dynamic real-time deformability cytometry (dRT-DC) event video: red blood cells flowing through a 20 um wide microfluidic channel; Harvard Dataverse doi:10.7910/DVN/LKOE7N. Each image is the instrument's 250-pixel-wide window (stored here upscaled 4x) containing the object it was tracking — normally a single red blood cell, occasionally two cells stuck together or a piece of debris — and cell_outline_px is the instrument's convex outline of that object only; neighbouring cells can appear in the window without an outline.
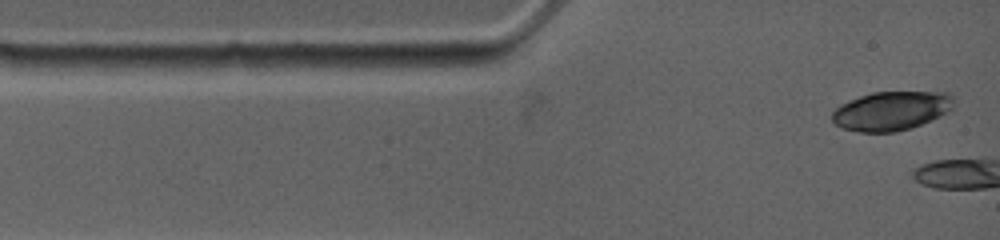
{"species": "common noctule bat (a hibernating species)", "species_latin": "Nyctalus noctula", "temperature_condition": "warm", "stored_images_in_passage": 2, "segment_of_instrument_passage": [2, 2], "camera_frame_rate_fps": 4500, "um_per_image_px": 0.085, "animal": {"sex": "female", "body_mass_g": 19.0, "forearm_length_mm": 53.3}, "frame": {"image": 1, "passage_image": 2, "time_ms": 0.444, "image_size_px": [1000, 240], "cell_outline_px": [[952, 108], [948, 112], [940, 116], [912, 128], [896, 132], [860, 132], [844, 128], [836, 124], [832, 120], [832, 112], [840, 104], [848, 100], [872, 92], [948, 92], [952, 96]], "centroid_in_image_um": [75.75, 9.42], "position_along_channel_um": 9.2, "area_um2": 27.63}}